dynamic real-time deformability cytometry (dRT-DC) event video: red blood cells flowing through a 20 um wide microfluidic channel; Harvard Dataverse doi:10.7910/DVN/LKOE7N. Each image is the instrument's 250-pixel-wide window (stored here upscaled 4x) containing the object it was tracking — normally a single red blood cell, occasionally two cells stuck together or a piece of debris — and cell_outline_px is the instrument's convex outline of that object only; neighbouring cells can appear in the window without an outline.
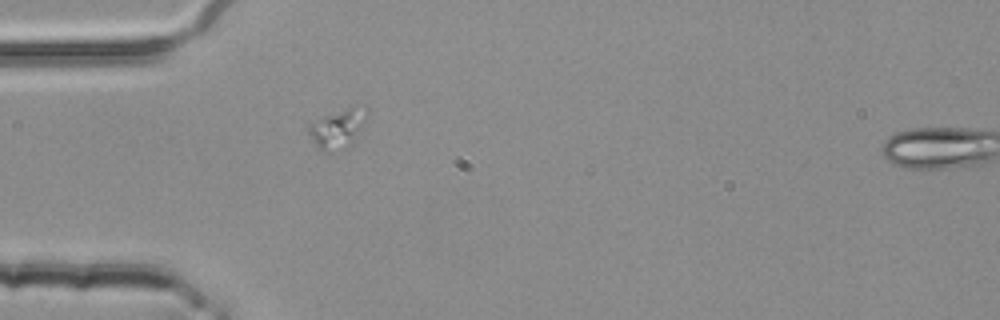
{"species": "common noctule bat (a hibernating species)", "species_latin": "Nyctalus noctula", "temperature_condition": "room temperature", "stored_images_in_passage": 40, "camera_frame_rate_fps": 3000, "um_per_image_px": 0.085, "animal": {"sex": "female", "body_mass_g": 25.1}, "frame": {"image": 1, "passage_image": 1, "time_ms": 0.0, "image_size_px": [1000, 320], "cell_outline_px": [[368, 116], [332, 152], [324, 152], [316, 148], [308, 132], [308, 124], [348, 108], [364, 104], [368, 108]], "centroid_in_image_um": [28.59, 10.84], "position_along_channel_um": 56.4, "area_um2": 11.56}}